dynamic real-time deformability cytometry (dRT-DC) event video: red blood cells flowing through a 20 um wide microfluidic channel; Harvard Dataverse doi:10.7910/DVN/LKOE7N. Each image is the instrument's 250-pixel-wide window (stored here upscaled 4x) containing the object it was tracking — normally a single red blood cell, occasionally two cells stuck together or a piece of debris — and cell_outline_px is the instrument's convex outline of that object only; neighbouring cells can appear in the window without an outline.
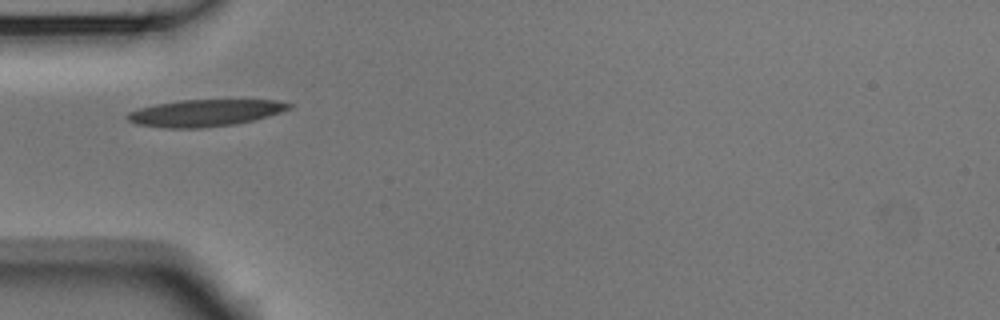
{"species": "Egyptian fruit bat (a non-hibernating species)", "species_latin": "Rousettus aegyptiacus", "temperature_condition": "room temperature", "stored_images_in_passage": 38, "camera_frame_rate_fps": 3000, "um_per_image_px": 0.085, "animal": {"sex": "male"}, "frame": {"image": 1, "passage_image": 1, "time_ms": 0.0, "image_size_px": [1000, 320], "cell_outline_px": [[292, 108], [268, 116], [236, 124], [204, 128], [164, 128], [136, 124], [128, 120], [124, 116], [128, 112], [140, 108], [156, 104], [180, 100], [276, 100], [292, 104]], "centroid_in_image_um": [17.4, 9.6], "position_along_channel_um": 67.6, "area_um2": 25.32}}
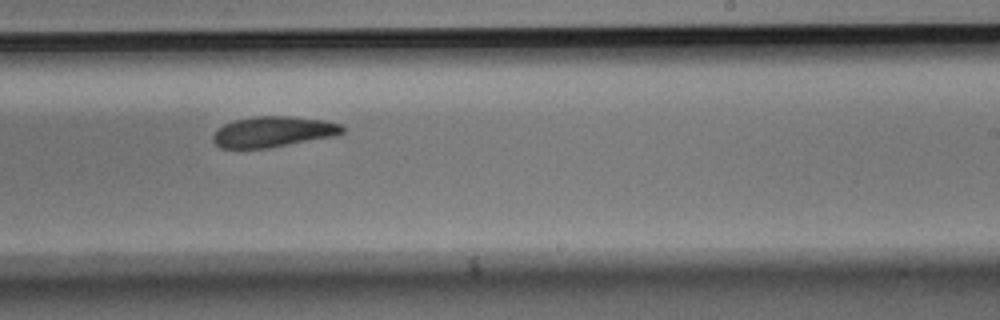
{"frame": {"image": 2, "passage_image": 17, "time_ms": 5.333, "image_size_px": [1000, 320], "cell_outline_px": [[344, 132], [336, 136], [268, 148], [220, 148], [212, 140], [212, 136], [216, 128], [224, 124], [236, 120], [252, 116], [292, 116], [324, 120], [344, 124]], "centroid_in_image_um": [23.24, 11.19], "position_along_channel_um": 265.8, "area_um2": 23.41}}
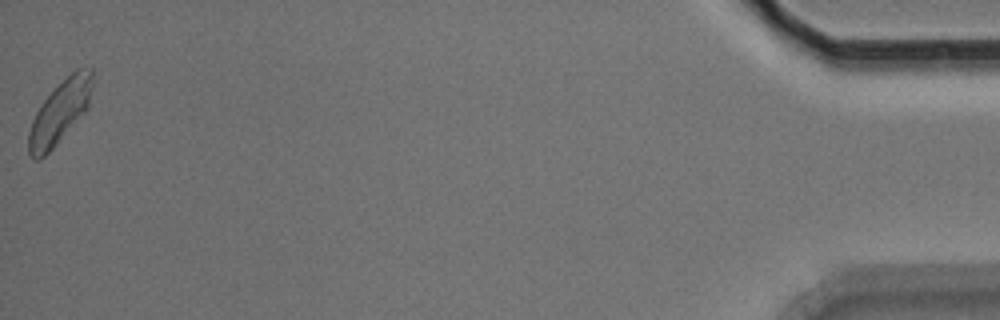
{"frame": {"image": 3, "passage_image": 38, "time_ms": 12.333, "image_size_px": [1000, 320], "cell_outline_px": [[92, 84], [88, 108], [56, 144], [40, 160], [36, 160], [28, 152], [28, 132], [32, 120], [36, 112], [44, 100], [76, 68], [92, 68]], "centroid_in_image_um": [5.08, 9.54], "position_along_channel_um": 430.1, "area_um2": 22.72}, "authors_computed_cell_mechanics": {"area_um2": 23.2645, "velocity_mm_per_s": 3.7131, "shape_relaxation_time_tau1_ms": 11.0341, "shape_relaxation_time_tau2_ms": 2.7812, "deformation_change_tau1": 0.2069, "deformation_change_tau2": 0.0774}}